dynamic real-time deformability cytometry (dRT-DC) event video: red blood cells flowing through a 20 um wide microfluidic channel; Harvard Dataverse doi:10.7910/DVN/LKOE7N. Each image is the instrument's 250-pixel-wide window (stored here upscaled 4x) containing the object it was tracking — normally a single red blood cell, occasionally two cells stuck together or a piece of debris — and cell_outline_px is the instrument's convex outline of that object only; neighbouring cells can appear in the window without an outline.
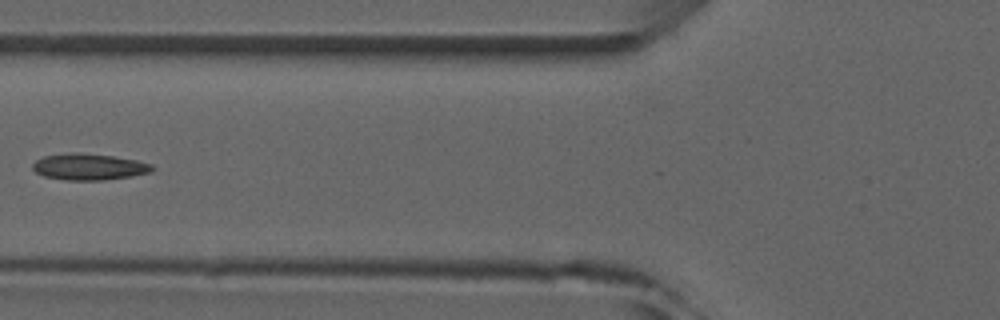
{"species": "common noctule bat (a hibernating species)", "species_latin": "Nyctalus noctula", "temperature_condition": "room temperature", "stored_images_in_passage": 6, "camera_frame_rate_fps": 3000, "um_per_image_px": 0.085, "animal": {"sex": "male", "forearm_length_mm": 52.5}, "frame": {"image": 1, "passage_image": 6, "time_ms": 5.667, "image_size_px": [1000, 320], "cell_outline_px": [[156, 168], [152, 172], [128, 176], [100, 180], [64, 180], [44, 176], [36, 172], [32, 168], [32, 164], [36, 160], [44, 156], [76, 152], [112, 156], [136, 160], [152, 164]], "centroid_in_image_um": [7.56, 14.18], "position_along_channel_um": 118.2, "area_um2": 18.21}}